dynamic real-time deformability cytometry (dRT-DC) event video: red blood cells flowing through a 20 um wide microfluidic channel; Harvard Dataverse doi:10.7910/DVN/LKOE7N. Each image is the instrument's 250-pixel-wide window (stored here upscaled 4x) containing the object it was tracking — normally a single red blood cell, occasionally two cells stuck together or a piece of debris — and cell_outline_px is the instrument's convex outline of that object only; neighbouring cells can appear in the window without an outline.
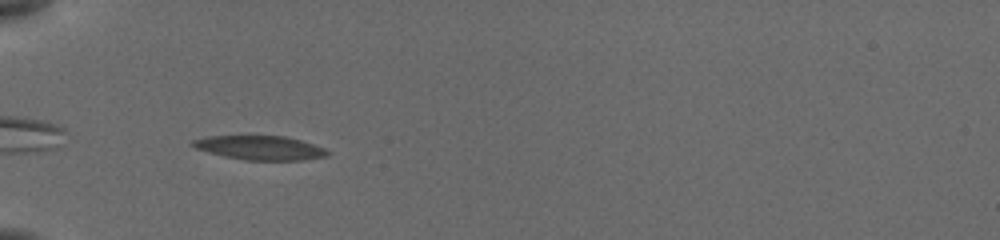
{"species": "common noctule bat (a hibernating species)", "species_latin": "Nyctalus noctula", "temperature_condition": "cold", "stored_images_in_passage": 28, "camera_frame_rate_fps": 3000, "um_per_image_px": 0.085, "animal": {"sex": "female", "body_mass_g": 19.5, "forearm_length_mm": 54.1}, "frame": {"image": 1, "passage_image": 2, "time_ms": 0.333, "image_size_px": [1000, 240], "cell_outline_px": [[332, 152], [328, 156], [304, 160], [248, 160], [224, 156], [208, 152], [196, 148], [188, 144], [192, 140], [204, 136], [284, 136], [300, 140], [324, 148]], "centroid_in_image_um": [22.09, 12.56], "position_along_channel_um": 62.9, "area_um2": 18.96}}
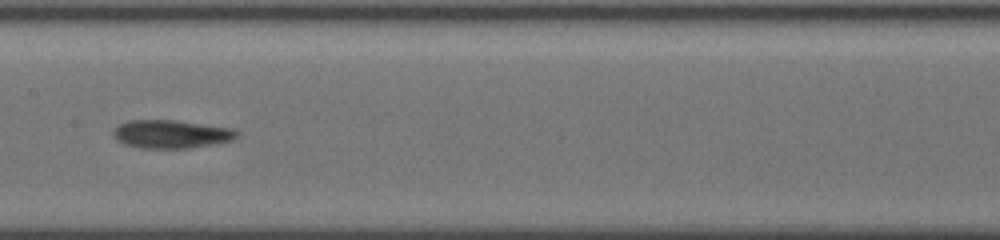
{"frame": {"image": 2, "passage_image": 14, "time_ms": 4.0, "image_size_px": [1000, 240], "cell_outline_px": [[240, 132], [232, 140], [212, 144], [188, 148], [140, 148], [124, 144], [116, 140], [112, 132], [112, 128], [128, 120], [176, 120], [232, 128]], "centroid_in_image_um": [14.51, 11.39], "position_along_channel_um": 192.9, "area_um2": 20.4}}
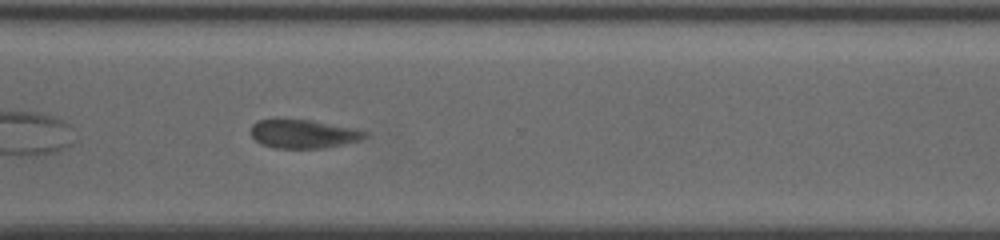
{"frame": {"image": 3, "passage_image": 25, "time_ms": 8.0, "image_size_px": [1000, 240], "cell_outline_px": [[368, 136], [360, 140], [324, 148], [276, 148], [260, 144], [252, 136], [252, 124], [256, 120], [272, 116], [276, 116], [312, 120], [356, 128], [368, 132]], "centroid_in_image_um": [25.74, 11.33], "position_along_channel_um": 344.9, "area_um2": 19.83}}